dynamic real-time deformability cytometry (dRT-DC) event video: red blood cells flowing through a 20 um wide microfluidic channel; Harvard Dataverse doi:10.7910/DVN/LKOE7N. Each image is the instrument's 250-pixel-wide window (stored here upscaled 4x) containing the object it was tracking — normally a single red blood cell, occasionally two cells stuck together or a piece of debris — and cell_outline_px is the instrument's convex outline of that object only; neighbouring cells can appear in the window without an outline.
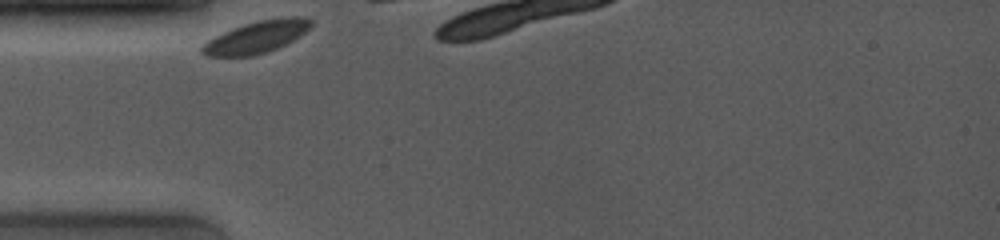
{"species": "common noctule bat (a hibernating species)", "species_latin": "Nyctalus noctula", "temperature_condition": "room temperature", "stored_images_in_passage": 5, "camera_frame_rate_fps": 4000, "um_per_image_px": 0.085, "animal": {"sex": "female", "body_mass_g": 19.0, "forearm_length_mm": 53.3}, "frame": {"image": 1, "passage_image": 1, "time_ms": 0.0, "image_size_px": [1000, 240], "cell_outline_px": [[312, 24], [300, 36], [276, 48], [252, 56], [208, 56], [200, 52], [200, 48], [208, 40], [232, 28], [256, 20], [276, 16], [304, 16], [312, 20]], "centroid_in_image_um": [21.82, 3.11], "position_along_channel_um": 63.2, "area_um2": 20.35}}